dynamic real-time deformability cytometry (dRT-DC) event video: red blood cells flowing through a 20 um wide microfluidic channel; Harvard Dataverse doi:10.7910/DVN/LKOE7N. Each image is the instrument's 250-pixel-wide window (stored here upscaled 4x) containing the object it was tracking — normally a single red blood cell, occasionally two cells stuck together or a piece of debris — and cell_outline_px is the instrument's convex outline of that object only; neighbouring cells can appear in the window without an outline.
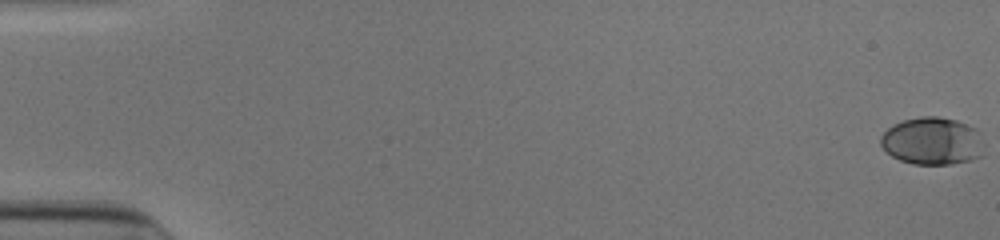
{"species": "human", "species_latin": "Homo sapiens", "temperature_condition": "cold", "stored_images_in_passage": 54, "camera_frame_rate_fps": 3000, "um_per_image_px": 0.085, "donor": {"sex": "male"}, "frame": {"image": 1, "passage_image": 1, "time_ms": 0.0, "image_size_px": [1000, 240], "cell_outline_px": [[984, 156], [972, 160], [952, 164], [912, 164], [900, 160], [892, 156], [880, 144], [880, 136], [892, 124], [904, 120], [920, 116], [936, 116], [956, 120], [976, 128], [980, 132], [984, 144]], "centroid_in_image_um": [79.29, 11.99], "position_along_channel_um": 5.7, "area_um2": 29.07}}
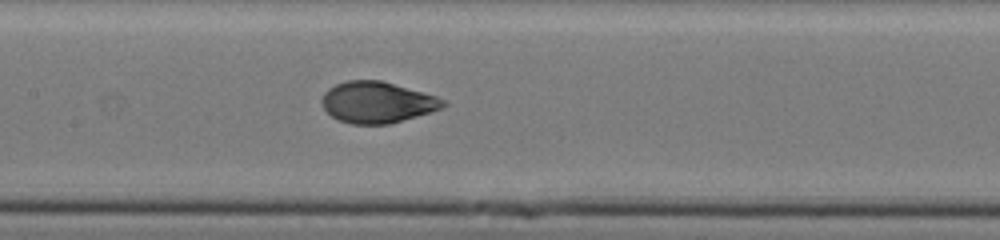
{"frame": {"image": 2, "passage_image": 28, "time_ms": 9.0, "image_size_px": [1000, 240], "cell_outline_px": [[448, 104], [444, 108], [388, 124], [352, 124], [340, 120], [332, 116], [320, 104], [320, 100], [324, 92], [328, 88], [336, 84], [348, 80], [380, 80], [436, 96], [444, 100]], "centroid_in_image_um": [32.04, 8.69], "position_along_channel_um": 175.4, "area_um2": 29.02}}
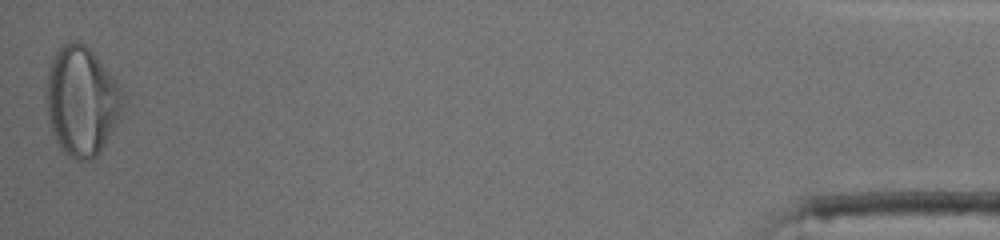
{"frame": {"image": 3, "passage_image": 54, "time_ms": 17.667, "image_size_px": [1000, 240], "cell_outline_px": [[124, 108], [100, 152], [92, 160], [76, 160], [68, 156], [64, 152], [56, 140], [48, 120], [48, 68], [52, 56], [68, 40], [76, 40], [84, 44], [96, 56], [116, 84], [124, 96]], "centroid_in_image_um": [6.93, 8.6], "position_along_channel_um": 428.3, "area_um2": 47.86}, "authors_computed_cell_mechanics": {"area_um2": 29.478, "velocity_mm_per_s": 3.9186, "shape_relaxation_time_tau1_ms": 4.7191, "shape_relaxation_time_tau2_ms": null, "deformation_change_tau1": 0.1891, "deformation_change_tau2": null}}